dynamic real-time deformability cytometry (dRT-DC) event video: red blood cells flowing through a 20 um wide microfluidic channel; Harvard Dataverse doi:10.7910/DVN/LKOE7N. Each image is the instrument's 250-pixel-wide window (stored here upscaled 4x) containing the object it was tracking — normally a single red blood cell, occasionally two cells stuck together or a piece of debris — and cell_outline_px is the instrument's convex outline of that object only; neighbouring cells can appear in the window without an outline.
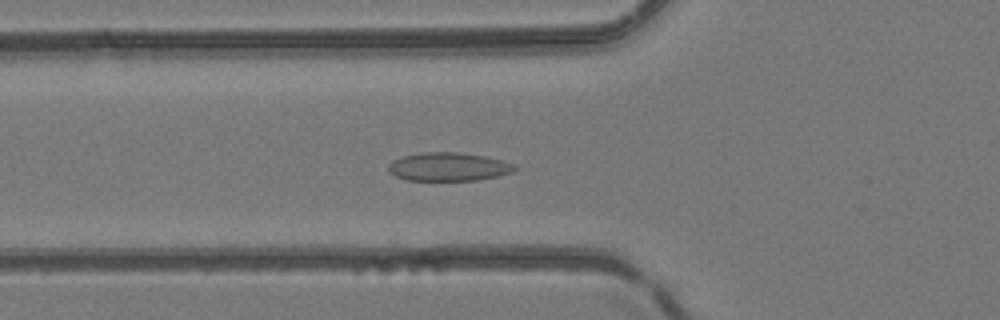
{"species": "common noctule bat (a hibernating species)", "species_latin": "Nyctalus noctula", "temperature_condition": "room temperature", "stored_images_in_passage": 49, "camera_frame_rate_fps": 3000, "um_per_image_px": 0.085, "animal": {"sex": "female", "body_mass_g": 24.6, "forearm_length_mm": 56.2}, "frame": {"image": 1, "passage_image": 18, "time_ms": 5.667, "image_size_px": [1000, 320], "cell_outline_px": [[520, 168], [512, 172], [480, 180], [408, 180], [396, 176], [388, 172], [388, 164], [392, 160], [400, 156], [420, 152], [460, 152], [484, 156], [500, 160], [512, 164]], "centroid_in_image_um": [38.08, 14.17], "position_along_channel_um": 87.7, "area_um2": 21.04}}
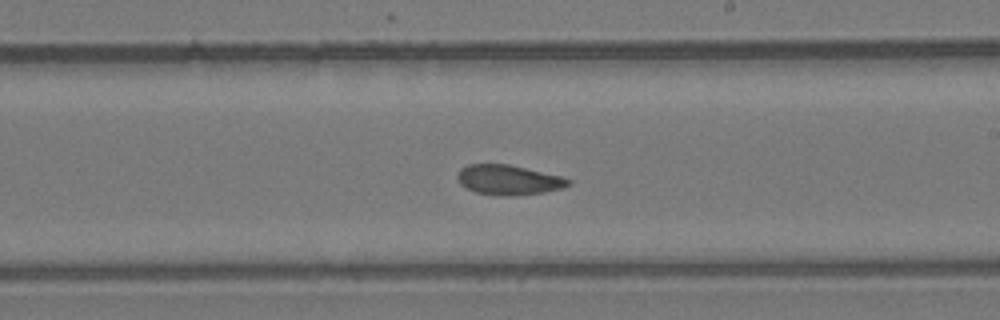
{"frame": {"image": 2, "passage_image": 29, "time_ms": 9.333, "image_size_px": [1000, 320], "cell_outline_px": [[572, 184], [564, 188], [544, 192], [508, 196], [504, 196], [476, 192], [460, 184], [456, 176], [456, 172], [460, 168], [468, 164], [508, 164], [560, 176], [572, 180]], "centroid_in_image_um": [43.22, 15.28], "position_along_channel_um": 245.8, "area_um2": 19.31}}
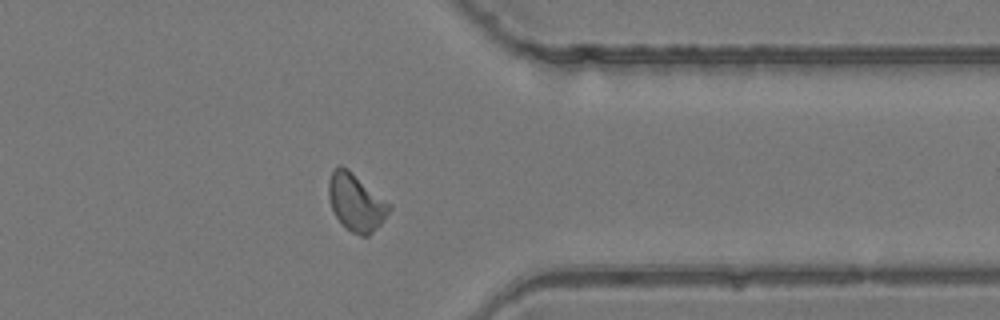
{"frame": {"image": 3, "passage_image": 39, "time_ms": 12.667, "image_size_px": [1000, 320], "cell_outline_px": [[392, 208], [384, 220], [368, 236], [360, 236], [352, 232], [336, 216], [332, 208], [328, 196], [328, 180], [332, 172], [340, 164], [348, 168], [392, 204]], "centroid_in_image_um": [30.29, 17.17], "position_along_channel_um": 381.1, "area_um2": 20.23}}